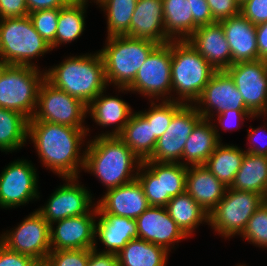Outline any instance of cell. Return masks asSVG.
Segmentation results:
<instances>
[{
  "mask_svg": "<svg viewBox=\"0 0 267 266\" xmlns=\"http://www.w3.org/2000/svg\"><path fill=\"white\" fill-rule=\"evenodd\" d=\"M88 133L89 128H75L45 121H28L27 138L34 143L40 161L47 170L61 178H80L79 173L84 169L85 164V149L82 146ZM81 149H84L83 153Z\"/></svg>",
  "mask_w": 267,
  "mask_h": 266,
  "instance_id": "6da1fadb",
  "label": "cell"
},
{
  "mask_svg": "<svg viewBox=\"0 0 267 266\" xmlns=\"http://www.w3.org/2000/svg\"><path fill=\"white\" fill-rule=\"evenodd\" d=\"M141 163L119 136L95 135L86 144L83 170L109 190L135 180Z\"/></svg>",
  "mask_w": 267,
  "mask_h": 266,
  "instance_id": "7a4b0ae2",
  "label": "cell"
},
{
  "mask_svg": "<svg viewBox=\"0 0 267 266\" xmlns=\"http://www.w3.org/2000/svg\"><path fill=\"white\" fill-rule=\"evenodd\" d=\"M45 79L86 105L107 88L104 62L99 51L65 58V61L45 70Z\"/></svg>",
  "mask_w": 267,
  "mask_h": 266,
  "instance_id": "3957f363",
  "label": "cell"
},
{
  "mask_svg": "<svg viewBox=\"0 0 267 266\" xmlns=\"http://www.w3.org/2000/svg\"><path fill=\"white\" fill-rule=\"evenodd\" d=\"M174 101L194 104L216 70L187 40L171 41Z\"/></svg>",
  "mask_w": 267,
  "mask_h": 266,
  "instance_id": "277c9868",
  "label": "cell"
},
{
  "mask_svg": "<svg viewBox=\"0 0 267 266\" xmlns=\"http://www.w3.org/2000/svg\"><path fill=\"white\" fill-rule=\"evenodd\" d=\"M106 38V45L99 52L104 62L107 85L114 84L116 88H127L158 44L128 35Z\"/></svg>",
  "mask_w": 267,
  "mask_h": 266,
  "instance_id": "5b68a950",
  "label": "cell"
},
{
  "mask_svg": "<svg viewBox=\"0 0 267 266\" xmlns=\"http://www.w3.org/2000/svg\"><path fill=\"white\" fill-rule=\"evenodd\" d=\"M50 51L29 16L0 19V60L4 64L38 67L33 60Z\"/></svg>",
  "mask_w": 267,
  "mask_h": 266,
  "instance_id": "8992f818",
  "label": "cell"
},
{
  "mask_svg": "<svg viewBox=\"0 0 267 266\" xmlns=\"http://www.w3.org/2000/svg\"><path fill=\"white\" fill-rule=\"evenodd\" d=\"M26 65L4 64L0 70V107L17 111L30 120L36 110L38 91L45 70Z\"/></svg>",
  "mask_w": 267,
  "mask_h": 266,
  "instance_id": "52a82bcc",
  "label": "cell"
},
{
  "mask_svg": "<svg viewBox=\"0 0 267 266\" xmlns=\"http://www.w3.org/2000/svg\"><path fill=\"white\" fill-rule=\"evenodd\" d=\"M262 204L263 195L228 187L222 200L209 213L208 225L225 239L241 235Z\"/></svg>",
  "mask_w": 267,
  "mask_h": 266,
  "instance_id": "ba28073f",
  "label": "cell"
},
{
  "mask_svg": "<svg viewBox=\"0 0 267 266\" xmlns=\"http://www.w3.org/2000/svg\"><path fill=\"white\" fill-rule=\"evenodd\" d=\"M171 61V41L157 45L138 70L134 81L127 88L117 89L119 92H137L148 96L151 101H174V94H171Z\"/></svg>",
  "mask_w": 267,
  "mask_h": 266,
  "instance_id": "9c48e42d",
  "label": "cell"
},
{
  "mask_svg": "<svg viewBox=\"0 0 267 266\" xmlns=\"http://www.w3.org/2000/svg\"><path fill=\"white\" fill-rule=\"evenodd\" d=\"M87 105L65 91L55 88L46 79L41 83L37 106L28 121H45L75 128L85 127Z\"/></svg>",
  "mask_w": 267,
  "mask_h": 266,
  "instance_id": "30bf717a",
  "label": "cell"
},
{
  "mask_svg": "<svg viewBox=\"0 0 267 266\" xmlns=\"http://www.w3.org/2000/svg\"><path fill=\"white\" fill-rule=\"evenodd\" d=\"M0 235V242L9 250L30 256L39 263H45L51 252L50 225L37 210L15 229Z\"/></svg>",
  "mask_w": 267,
  "mask_h": 266,
  "instance_id": "8fae6325",
  "label": "cell"
},
{
  "mask_svg": "<svg viewBox=\"0 0 267 266\" xmlns=\"http://www.w3.org/2000/svg\"><path fill=\"white\" fill-rule=\"evenodd\" d=\"M0 174V207L16 208L40 198L38 174L26 159H17L5 166Z\"/></svg>",
  "mask_w": 267,
  "mask_h": 266,
  "instance_id": "7c38bea8",
  "label": "cell"
},
{
  "mask_svg": "<svg viewBox=\"0 0 267 266\" xmlns=\"http://www.w3.org/2000/svg\"><path fill=\"white\" fill-rule=\"evenodd\" d=\"M61 179L65 183L51 194L44 206L36 209L49 225L72 216L88 214L96 206L91 192L78 183V177Z\"/></svg>",
  "mask_w": 267,
  "mask_h": 266,
  "instance_id": "4fadbf2b",
  "label": "cell"
},
{
  "mask_svg": "<svg viewBox=\"0 0 267 266\" xmlns=\"http://www.w3.org/2000/svg\"><path fill=\"white\" fill-rule=\"evenodd\" d=\"M202 119L193 104H184L172 117L166 132L157 140L152 156L146 161L180 163L186 141Z\"/></svg>",
  "mask_w": 267,
  "mask_h": 266,
  "instance_id": "5bb4252c",
  "label": "cell"
},
{
  "mask_svg": "<svg viewBox=\"0 0 267 266\" xmlns=\"http://www.w3.org/2000/svg\"><path fill=\"white\" fill-rule=\"evenodd\" d=\"M254 116H267V61L255 60L232 64L226 69Z\"/></svg>",
  "mask_w": 267,
  "mask_h": 266,
  "instance_id": "9a60e30c",
  "label": "cell"
},
{
  "mask_svg": "<svg viewBox=\"0 0 267 266\" xmlns=\"http://www.w3.org/2000/svg\"><path fill=\"white\" fill-rule=\"evenodd\" d=\"M193 105L202 118L209 120L225 110H248L233 78L226 70L214 73Z\"/></svg>",
  "mask_w": 267,
  "mask_h": 266,
  "instance_id": "2e32d148",
  "label": "cell"
},
{
  "mask_svg": "<svg viewBox=\"0 0 267 266\" xmlns=\"http://www.w3.org/2000/svg\"><path fill=\"white\" fill-rule=\"evenodd\" d=\"M97 206L88 214L72 216L50 224L51 251L93 249ZM56 225V228L53 227Z\"/></svg>",
  "mask_w": 267,
  "mask_h": 266,
  "instance_id": "e0dca14e",
  "label": "cell"
},
{
  "mask_svg": "<svg viewBox=\"0 0 267 266\" xmlns=\"http://www.w3.org/2000/svg\"><path fill=\"white\" fill-rule=\"evenodd\" d=\"M136 223L139 239L162 246L168 252L174 248V243L188 238L169 216L166 207L149 206L136 218Z\"/></svg>",
  "mask_w": 267,
  "mask_h": 266,
  "instance_id": "ac0fdd59",
  "label": "cell"
},
{
  "mask_svg": "<svg viewBox=\"0 0 267 266\" xmlns=\"http://www.w3.org/2000/svg\"><path fill=\"white\" fill-rule=\"evenodd\" d=\"M96 203L101 215H115L136 219L150 205L137 178L119 187L104 192Z\"/></svg>",
  "mask_w": 267,
  "mask_h": 266,
  "instance_id": "d6986e66",
  "label": "cell"
},
{
  "mask_svg": "<svg viewBox=\"0 0 267 266\" xmlns=\"http://www.w3.org/2000/svg\"><path fill=\"white\" fill-rule=\"evenodd\" d=\"M187 42L216 70H226L232 65V54L220 22L199 26Z\"/></svg>",
  "mask_w": 267,
  "mask_h": 266,
  "instance_id": "ffe728a7",
  "label": "cell"
},
{
  "mask_svg": "<svg viewBox=\"0 0 267 266\" xmlns=\"http://www.w3.org/2000/svg\"><path fill=\"white\" fill-rule=\"evenodd\" d=\"M128 36L158 45L172 41L165 32L162 0H137Z\"/></svg>",
  "mask_w": 267,
  "mask_h": 266,
  "instance_id": "44dd1931",
  "label": "cell"
},
{
  "mask_svg": "<svg viewBox=\"0 0 267 266\" xmlns=\"http://www.w3.org/2000/svg\"><path fill=\"white\" fill-rule=\"evenodd\" d=\"M232 54V64L258 60L256 25L241 13L219 21Z\"/></svg>",
  "mask_w": 267,
  "mask_h": 266,
  "instance_id": "7402d4cb",
  "label": "cell"
},
{
  "mask_svg": "<svg viewBox=\"0 0 267 266\" xmlns=\"http://www.w3.org/2000/svg\"><path fill=\"white\" fill-rule=\"evenodd\" d=\"M103 93L106 92L102 91L87 105V114L98 126L105 128L115 124L112 132L107 131L98 136H118L129 121L133 109L125 100Z\"/></svg>",
  "mask_w": 267,
  "mask_h": 266,
  "instance_id": "603a6c76",
  "label": "cell"
},
{
  "mask_svg": "<svg viewBox=\"0 0 267 266\" xmlns=\"http://www.w3.org/2000/svg\"><path fill=\"white\" fill-rule=\"evenodd\" d=\"M227 188L204 165L188 167L185 191L208 215L222 200Z\"/></svg>",
  "mask_w": 267,
  "mask_h": 266,
  "instance_id": "cb8c5ba5",
  "label": "cell"
},
{
  "mask_svg": "<svg viewBox=\"0 0 267 266\" xmlns=\"http://www.w3.org/2000/svg\"><path fill=\"white\" fill-rule=\"evenodd\" d=\"M99 217L95 222V241L99 239L106 247V250L100 252L118 254L130 240L138 238L136 219L101 215L97 211V218Z\"/></svg>",
  "mask_w": 267,
  "mask_h": 266,
  "instance_id": "d4e9b609",
  "label": "cell"
},
{
  "mask_svg": "<svg viewBox=\"0 0 267 266\" xmlns=\"http://www.w3.org/2000/svg\"><path fill=\"white\" fill-rule=\"evenodd\" d=\"M212 123L213 119L202 118L195 125L183 150L180 161L182 165L187 167L205 165L216 146L222 141L217 124Z\"/></svg>",
  "mask_w": 267,
  "mask_h": 266,
  "instance_id": "484cf974",
  "label": "cell"
},
{
  "mask_svg": "<svg viewBox=\"0 0 267 266\" xmlns=\"http://www.w3.org/2000/svg\"><path fill=\"white\" fill-rule=\"evenodd\" d=\"M165 207L187 237L196 232L200 224H208L209 215L186 191L172 197Z\"/></svg>",
  "mask_w": 267,
  "mask_h": 266,
  "instance_id": "4316f807",
  "label": "cell"
},
{
  "mask_svg": "<svg viewBox=\"0 0 267 266\" xmlns=\"http://www.w3.org/2000/svg\"><path fill=\"white\" fill-rule=\"evenodd\" d=\"M118 136L141 162L152 156L157 143L155 136H152L151 124L139 112L132 113L123 131Z\"/></svg>",
  "mask_w": 267,
  "mask_h": 266,
  "instance_id": "83f0119b",
  "label": "cell"
},
{
  "mask_svg": "<svg viewBox=\"0 0 267 266\" xmlns=\"http://www.w3.org/2000/svg\"><path fill=\"white\" fill-rule=\"evenodd\" d=\"M229 188L265 196L267 192V156L245 153L241 167Z\"/></svg>",
  "mask_w": 267,
  "mask_h": 266,
  "instance_id": "f1b7e54d",
  "label": "cell"
},
{
  "mask_svg": "<svg viewBox=\"0 0 267 266\" xmlns=\"http://www.w3.org/2000/svg\"><path fill=\"white\" fill-rule=\"evenodd\" d=\"M169 252L162 246L135 238L117 254L119 266H166Z\"/></svg>",
  "mask_w": 267,
  "mask_h": 266,
  "instance_id": "f546056e",
  "label": "cell"
},
{
  "mask_svg": "<svg viewBox=\"0 0 267 266\" xmlns=\"http://www.w3.org/2000/svg\"><path fill=\"white\" fill-rule=\"evenodd\" d=\"M243 150L220 142L204 166L226 187H230L246 153Z\"/></svg>",
  "mask_w": 267,
  "mask_h": 266,
  "instance_id": "4dcf8cb0",
  "label": "cell"
},
{
  "mask_svg": "<svg viewBox=\"0 0 267 266\" xmlns=\"http://www.w3.org/2000/svg\"><path fill=\"white\" fill-rule=\"evenodd\" d=\"M164 27L172 41L187 40L193 33L190 0H162Z\"/></svg>",
  "mask_w": 267,
  "mask_h": 266,
  "instance_id": "1f68e13d",
  "label": "cell"
},
{
  "mask_svg": "<svg viewBox=\"0 0 267 266\" xmlns=\"http://www.w3.org/2000/svg\"><path fill=\"white\" fill-rule=\"evenodd\" d=\"M88 3L84 0H72L60 8L58 26L55 34V48L71 43L82 36L85 30V12Z\"/></svg>",
  "mask_w": 267,
  "mask_h": 266,
  "instance_id": "d6a6232c",
  "label": "cell"
},
{
  "mask_svg": "<svg viewBox=\"0 0 267 266\" xmlns=\"http://www.w3.org/2000/svg\"><path fill=\"white\" fill-rule=\"evenodd\" d=\"M28 119L21 113L0 107V151L12 153L26 144Z\"/></svg>",
  "mask_w": 267,
  "mask_h": 266,
  "instance_id": "836d02e7",
  "label": "cell"
},
{
  "mask_svg": "<svg viewBox=\"0 0 267 266\" xmlns=\"http://www.w3.org/2000/svg\"><path fill=\"white\" fill-rule=\"evenodd\" d=\"M143 163L156 176H162L163 207L172 197L185 192L187 166L181 163H158L154 161H143Z\"/></svg>",
  "mask_w": 267,
  "mask_h": 266,
  "instance_id": "e575fe53",
  "label": "cell"
},
{
  "mask_svg": "<svg viewBox=\"0 0 267 266\" xmlns=\"http://www.w3.org/2000/svg\"><path fill=\"white\" fill-rule=\"evenodd\" d=\"M137 0H103L98 5L107 16V37L129 35Z\"/></svg>",
  "mask_w": 267,
  "mask_h": 266,
  "instance_id": "d590c367",
  "label": "cell"
},
{
  "mask_svg": "<svg viewBox=\"0 0 267 266\" xmlns=\"http://www.w3.org/2000/svg\"><path fill=\"white\" fill-rule=\"evenodd\" d=\"M148 110L138 111L151 124L152 136L158 140L169 127L173 115L184 105L177 101H150Z\"/></svg>",
  "mask_w": 267,
  "mask_h": 266,
  "instance_id": "8d00e7d4",
  "label": "cell"
},
{
  "mask_svg": "<svg viewBox=\"0 0 267 266\" xmlns=\"http://www.w3.org/2000/svg\"><path fill=\"white\" fill-rule=\"evenodd\" d=\"M60 9H45L29 13V17L37 33L51 46L55 48V34L58 26Z\"/></svg>",
  "mask_w": 267,
  "mask_h": 266,
  "instance_id": "74e56055",
  "label": "cell"
},
{
  "mask_svg": "<svg viewBox=\"0 0 267 266\" xmlns=\"http://www.w3.org/2000/svg\"><path fill=\"white\" fill-rule=\"evenodd\" d=\"M240 237L254 246L267 248V205L265 203L251 216Z\"/></svg>",
  "mask_w": 267,
  "mask_h": 266,
  "instance_id": "f35d334b",
  "label": "cell"
},
{
  "mask_svg": "<svg viewBox=\"0 0 267 266\" xmlns=\"http://www.w3.org/2000/svg\"><path fill=\"white\" fill-rule=\"evenodd\" d=\"M137 172V180L143 187L149 205L163 207L162 176H156L143 162Z\"/></svg>",
  "mask_w": 267,
  "mask_h": 266,
  "instance_id": "ab89813d",
  "label": "cell"
},
{
  "mask_svg": "<svg viewBox=\"0 0 267 266\" xmlns=\"http://www.w3.org/2000/svg\"><path fill=\"white\" fill-rule=\"evenodd\" d=\"M88 249L56 250L51 251L45 263L48 266H87Z\"/></svg>",
  "mask_w": 267,
  "mask_h": 266,
  "instance_id": "60d3db41",
  "label": "cell"
},
{
  "mask_svg": "<svg viewBox=\"0 0 267 266\" xmlns=\"http://www.w3.org/2000/svg\"><path fill=\"white\" fill-rule=\"evenodd\" d=\"M240 13L253 24L267 22V0H245L240 5Z\"/></svg>",
  "mask_w": 267,
  "mask_h": 266,
  "instance_id": "b9f144b4",
  "label": "cell"
},
{
  "mask_svg": "<svg viewBox=\"0 0 267 266\" xmlns=\"http://www.w3.org/2000/svg\"><path fill=\"white\" fill-rule=\"evenodd\" d=\"M212 17L219 22L240 14V3L237 0H206Z\"/></svg>",
  "mask_w": 267,
  "mask_h": 266,
  "instance_id": "7bdbcfd3",
  "label": "cell"
},
{
  "mask_svg": "<svg viewBox=\"0 0 267 266\" xmlns=\"http://www.w3.org/2000/svg\"><path fill=\"white\" fill-rule=\"evenodd\" d=\"M216 116L217 118L215 119H217V122L219 123L218 125H220L224 131H232L233 129L235 130L236 127V129L239 130V124L243 122L244 119L260 117L254 116L249 110H225Z\"/></svg>",
  "mask_w": 267,
  "mask_h": 266,
  "instance_id": "ee69618b",
  "label": "cell"
},
{
  "mask_svg": "<svg viewBox=\"0 0 267 266\" xmlns=\"http://www.w3.org/2000/svg\"><path fill=\"white\" fill-rule=\"evenodd\" d=\"M34 258L9 250L0 242V266H37Z\"/></svg>",
  "mask_w": 267,
  "mask_h": 266,
  "instance_id": "f6af8a7d",
  "label": "cell"
},
{
  "mask_svg": "<svg viewBox=\"0 0 267 266\" xmlns=\"http://www.w3.org/2000/svg\"><path fill=\"white\" fill-rule=\"evenodd\" d=\"M193 16V32L199 27L216 22L206 0H190Z\"/></svg>",
  "mask_w": 267,
  "mask_h": 266,
  "instance_id": "bcb514c9",
  "label": "cell"
},
{
  "mask_svg": "<svg viewBox=\"0 0 267 266\" xmlns=\"http://www.w3.org/2000/svg\"><path fill=\"white\" fill-rule=\"evenodd\" d=\"M25 0H0V19L28 16Z\"/></svg>",
  "mask_w": 267,
  "mask_h": 266,
  "instance_id": "7dc6e473",
  "label": "cell"
},
{
  "mask_svg": "<svg viewBox=\"0 0 267 266\" xmlns=\"http://www.w3.org/2000/svg\"><path fill=\"white\" fill-rule=\"evenodd\" d=\"M97 242L93 249H89L87 266H119L118 256L115 253L100 252Z\"/></svg>",
  "mask_w": 267,
  "mask_h": 266,
  "instance_id": "c3c4849f",
  "label": "cell"
},
{
  "mask_svg": "<svg viewBox=\"0 0 267 266\" xmlns=\"http://www.w3.org/2000/svg\"><path fill=\"white\" fill-rule=\"evenodd\" d=\"M250 130L247 129L248 132V141H249V147L247 148V150L245 151L246 153H252V154H256V155H263V156H267V143L264 142L265 144L262 143V145L258 144L256 145L257 141L259 140V138L261 139H267V137H264L265 135H267V133L264 135V129L265 126H261V127H257V128H252V126H250ZM264 128V129H263ZM261 131H263V137H261Z\"/></svg>",
  "mask_w": 267,
  "mask_h": 266,
  "instance_id": "681fc988",
  "label": "cell"
},
{
  "mask_svg": "<svg viewBox=\"0 0 267 266\" xmlns=\"http://www.w3.org/2000/svg\"><path fill=\"white\" fill-rule=\"evenodd\" d=\"M28 12H35L38 10L62 8L69 4L72 0H25Z\"/></svg>",
  "mask_w": 267,
  "mask_h": 266,
  "instance_id": "f907efd6",
  "label": "cell"
},
{
  "mask_svg": "<svg viewBox=\"0 0 267 266\" xmlns=\"http://www.w3.org/2000/svg\"><path fill=\"white\" fill-rule=\"evenodd\" d=\"M258 59L267 61V22L256 25Z\"/></svg>",
  "mask_w": 267,
  "mask_h": 266,
  "instance_id": "816d5d0a",
  "label": "cell"
},
{
  "mask_svg": "<svg viewBox=\"0 0 267 266\" xmlns=\"http://www.w3.org/2000/svg\"><path fill=\"white\" fill-rule=\"evenodd\" d=\"M84 1H86L87 3L89 2V0H84ZM92 1V0H91ZM103 0H93L92 2H94V3H96V5L97 4H99L100 2H102Z\"/></svg>",
  "mask_w": 267,
  "mask_h": 266,
  "instance_id": "f5cc1de1",
  "label": "cell"
},
{
  "mask_svg": "<svg viewBox=\"0 0 267 266\" xmlns=\"http://www.w3.org/2000/svg\"><path fill=\"white\" fill-rule=\"evenodd\" d=\"M264 203L267 205V192H266V194L264 196Z\"/></svg>",
  "mask_w": 267,
  "mask_h": 266,
  "instance_id": "db71d44e",
  "label": "cell"
},
{
  "mask_svg": "<svg viewBox=\"0 0 267 266\" xmlns=\"http://www.w3.org/2000/svg\"><path fill=\"white\" fill-rule=\"evenodd\" d=\"M37 266H48L46 263H39Z\"/></svg>",
  "mask_w": 267,
  "mask_h": 266,
  "instance_id": "11a10c76",
  "label": "cell"
},
{
  "mask_svg": "<svg viewBox=\"0 0 267 266\" xmlns=\"http://www.w3.org/2000/svg\"><path fill=\"white\" fill-rule=\"evenodd\" d=\"M3 66H4V63L0 60V70L2 69Z\"/></svg>",
  "mask_w": 267,
  "mask_h": 266,
  "instance_id": "9f6ffc18",
  "label": "cell"
},
{
  "mask_svg": "<svg viewBox=\"0 0 267 266\" xmlns=\"http://www.w3.org/2000/svg\"><path fill=\"white\" fill-rule=\"evenodd\" d=\"M240 4H242L245 0H237Z\"/></svg>",
  "mask_w": 267,
  "mask_h": 266,
  "instance_id": "6f0895ef",
  "label": "cell"
},
{
  "mask_svg": "<svg viewBox=\"0 0 267 266\" xmlns=\"http://www.w3.org/2000/svg\"><path fill=\"white\" fill-rule=\"evenodd\" d=\"M237 266H246V264H243V265L242 264H239V265L237 264Z\"/></svg>",
  "mask_w": 267,
  "mask_h": 266,
  "instance_id": "680465c9",
  "label": "cell"
}]
</instances>
